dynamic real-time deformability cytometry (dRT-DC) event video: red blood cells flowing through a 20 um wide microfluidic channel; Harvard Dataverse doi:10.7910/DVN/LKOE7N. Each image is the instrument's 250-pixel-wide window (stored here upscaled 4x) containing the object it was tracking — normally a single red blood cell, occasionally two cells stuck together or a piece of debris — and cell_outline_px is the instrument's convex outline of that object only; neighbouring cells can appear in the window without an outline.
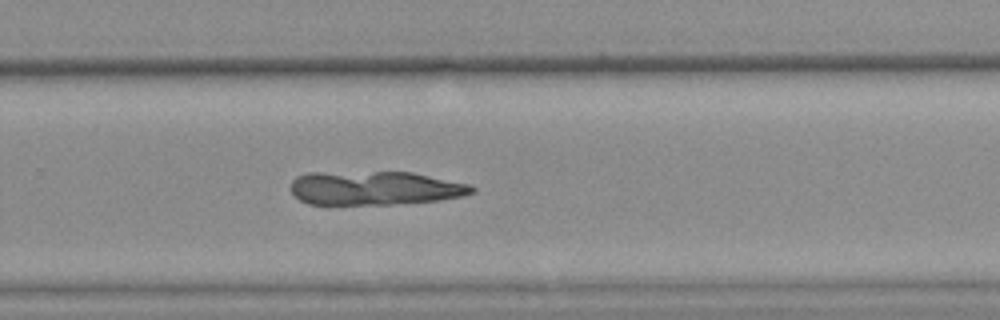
{"species": "common noctule bat (a hibernating species)", "species_latin": "Nyctalus noctula", "temperature_condition": "warm", "stored_images_in_passage": 47, "camera_frame_rate_fps": 3000, "um_per_image_px": 0.085, "animal": {"sex": "female", "body_mass_g": 25.1}, "frame": {"image": 1, "passage_image": 37, "time_ms": 12.0, "image_size_px": [1000, 320], "cell_outline_px": [[476, 192], [464, 196], [440, 200], [388, 204], [308, 204], [300, 200], [292, 192], [292, 180], [296, 176], [308, 172], [412, 172], [472, 184], [476, 188]], "centroid_in_image_um": [31.91, 15.98], "position_along_channel_um": 297.9, "area_um2": 35.95}}